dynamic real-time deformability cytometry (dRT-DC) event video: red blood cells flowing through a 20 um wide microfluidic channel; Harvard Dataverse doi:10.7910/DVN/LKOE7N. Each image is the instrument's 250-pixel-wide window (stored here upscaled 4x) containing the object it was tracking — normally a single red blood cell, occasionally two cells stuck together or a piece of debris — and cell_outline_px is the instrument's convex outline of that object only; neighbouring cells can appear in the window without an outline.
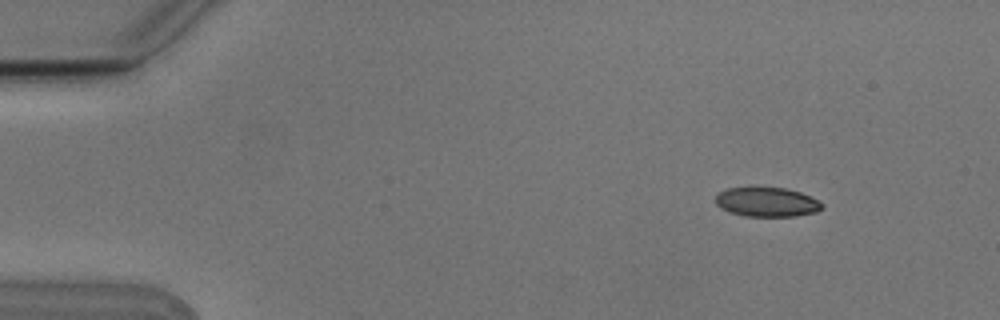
{"species": "Egyptian fruit bat (a non-hibernating species)", "species_latin": "Rousettus aegyptiacus", "temperature_condition": "cold", "stored_images_in_passage": 4, "camera_frame_rate_fps": 3000, "um_per_image_px": 0.085, "animal": {"sex": "male"}, "frame": {"image": 1, "passage_image": 2, "time_ms": 0.333, "image_size_px": [1000, 320], "cell_outline_px": [[824, 208], [816, 212], [796, 216], [744, 216], [720, 208], [716, 204], [716, 196], [720, 192], [728, 188], [784, 188], [800, 192], [824, 204]], "centroid_in_image_um": [65.2, 17.18], "position_along_channel_um": 19.8, "area_um2": 17.98}}